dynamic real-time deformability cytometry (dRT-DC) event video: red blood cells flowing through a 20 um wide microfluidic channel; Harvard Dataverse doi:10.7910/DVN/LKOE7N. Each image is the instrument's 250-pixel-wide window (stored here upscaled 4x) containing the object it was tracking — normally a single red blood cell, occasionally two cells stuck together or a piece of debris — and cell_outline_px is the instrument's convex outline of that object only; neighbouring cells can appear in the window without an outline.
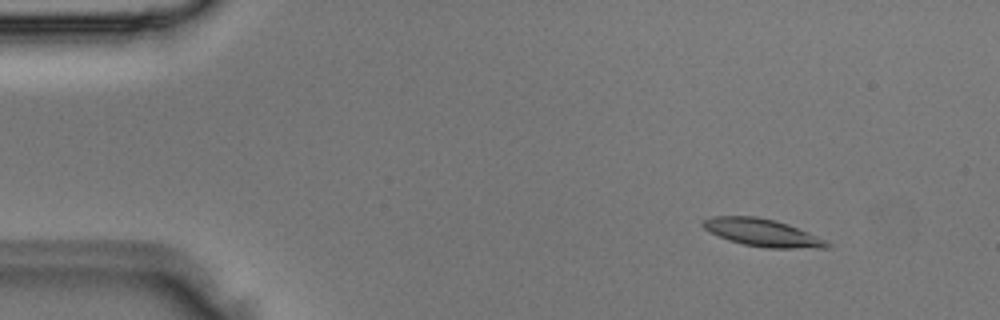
{"species": "Egyptian fruit bat (a non-hibernating species)", "species_latin": "Rousettus aegyptiacus", "temperature_condition": "room temperature", "stored_images_in_passage": 3, "camera_frame_rate_fps": 3000, "um_per_image_px": 0.085, "animal": {"sex": "male"}, "frame": {"image": 1, "passage_image": 1, "time_ms": 0.0, "image_size_px": [1000, 320], "cell_outline_px": [[832, 244], [828, 248], [768, 248], [744, 244], [728, 240], [704, 228], [700, 224], [704, 220], [712, 216], [756, 216], [776, 220], [788, 224], [808, 232]], "centroid_in_image_um": [64.81, 19.77], "position_along_channel_um": 20.2, "area_um2": 19.71}}